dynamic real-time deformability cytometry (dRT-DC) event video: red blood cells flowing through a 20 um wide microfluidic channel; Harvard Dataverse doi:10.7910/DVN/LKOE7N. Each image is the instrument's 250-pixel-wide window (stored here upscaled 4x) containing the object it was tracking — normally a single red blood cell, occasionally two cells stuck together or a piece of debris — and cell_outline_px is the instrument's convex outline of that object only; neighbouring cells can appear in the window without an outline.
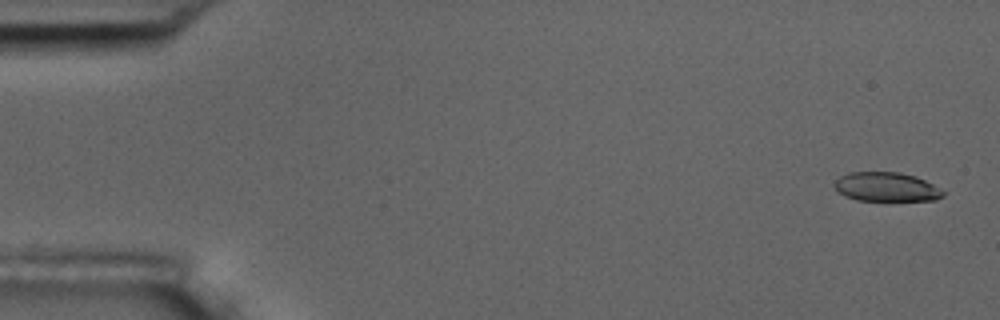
{"species": "common noctule bat (a hibernating species)", "species_latin": "Nyctalus noctula", "temperature_condition": "room temperature", "stored_images_in_passage": 55, "camera_frame_rate_fps": 3000, "um_per_image_px": 0.085, "animal": {"sex": "male", "body_mass_g": 17.5, "forearm_length_mm": 52.3}, "frame": {"image": 1, "passage_image": 2, "time_ms": 0.333, "image_size_px": [1000, 320], "cell_outline_px": [[944, 196], [936, 200], [856, 200], [844, 196], [832, 184], [840, 176], [848, 172], [900, 172], [916, 176], [932, 184], [944, 192]], "centroid_in_image_um": [75.32, 15.88], "position_along_channel_um": 9.7, "area_um2": 18.38}}
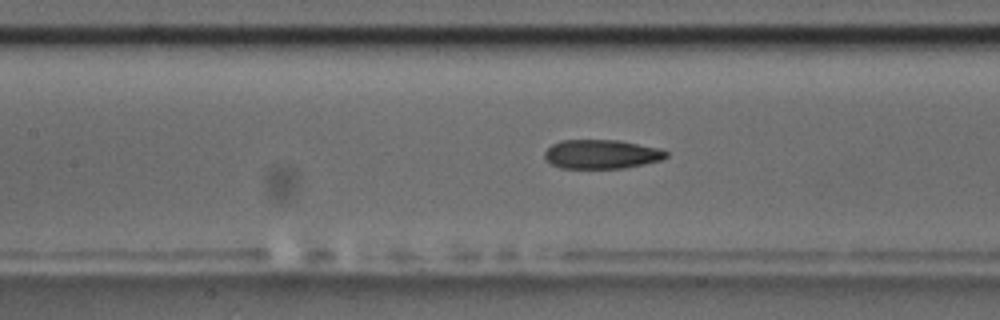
{"frame": {"image": 2, "passage_image": 25, "time_ms": 8.0, "image_size_px": [1000, 320], "cell_outline_px": [[668, 156], [660, 160], [644, 164], [624, 168], [560, 168], [552, 164], [544, 156], [544, 152], [552, 144], [560, 140], [620, 140], [660, 148], [668, 152]], "centroid_in_image_um": [51.14, 13.1], "position_along_channel_um": 156.3, "area_um2": 20.63}}
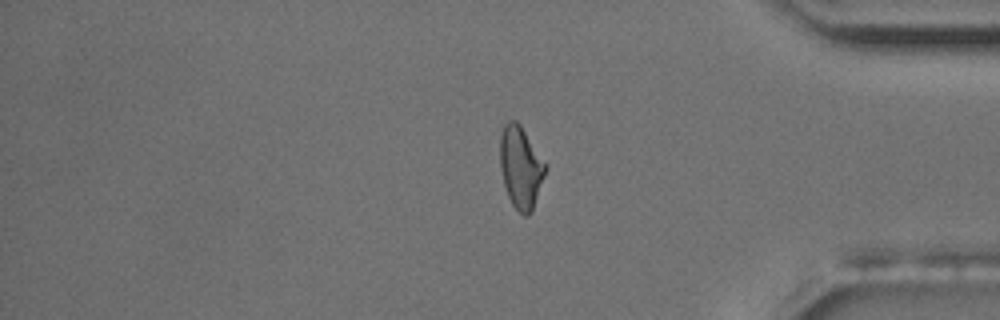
{"frame": {"image": 3, "passage_image": 46, "time_ms": 15.0, "image_size_px": [1000, 320], "cell_outline_px": [[548, 168], [532, 212], [528, 216], [524, 216], [512, 204], [508, 196], [504, 184], [500, 168], [500, 136], [504, 124], [508, 120], [516, 120], [520, 124], [548, 164]], "centroid_in_image_um": [44.29, 14.21], "position_along_channel_um": 390.9, "area_um2": 22.08}, "authors_computed_cell_mechanics": {"area_um2": 21.0392, "velocity_mm_per_s": 3.6708, "shape_relaxation_time_tau1_ms": 6.7603, "shape_relaxation_time_tau2_ms": 3.403, "deformation_change_tau1": 0.1828, "deformation_change_tau2": 0.0969}}